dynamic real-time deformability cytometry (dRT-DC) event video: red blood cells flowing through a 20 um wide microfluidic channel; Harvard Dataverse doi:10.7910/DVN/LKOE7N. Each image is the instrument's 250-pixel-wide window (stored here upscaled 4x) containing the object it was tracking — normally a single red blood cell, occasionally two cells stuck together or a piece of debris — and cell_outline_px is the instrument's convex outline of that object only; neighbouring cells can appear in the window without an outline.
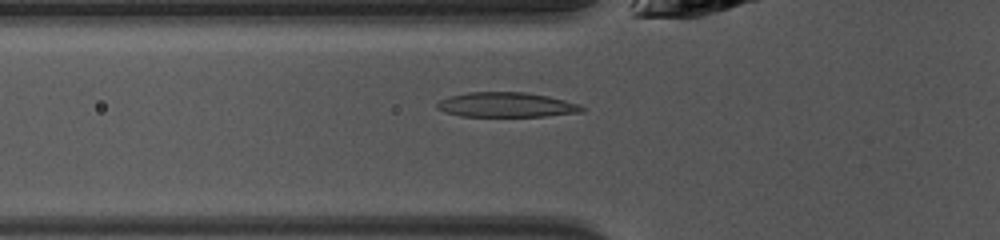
{"species": "common noctule bat (a hibernating species)", "species_latin": "Nyctalus noctula", "temperature_condition": "warm", "stored_images_in_passage": 48, "camera_frame_rate_fps": 3000, "um_per_image_px": 0.085, "animal": {"sex": "female", "body_mass_g": 10.0, "forearm_length_mm": 53.1}, "frame": {"image": 1, "passage_image": 17, "time_ms": 5.333, "image_size_px": [1000, 240], "cell_outline_px": [[584, 112], [544, 116], [460, 116], [436, 108], [436, 104], [440, 100], [452, 96], [468, 92], [524, 92], [548, 96], [580, 104], [584, 108]], "centroid_in_image_um": [43.08, 8.91], "position_along_channel_um": 82.7, "area_um2": 20.75}}
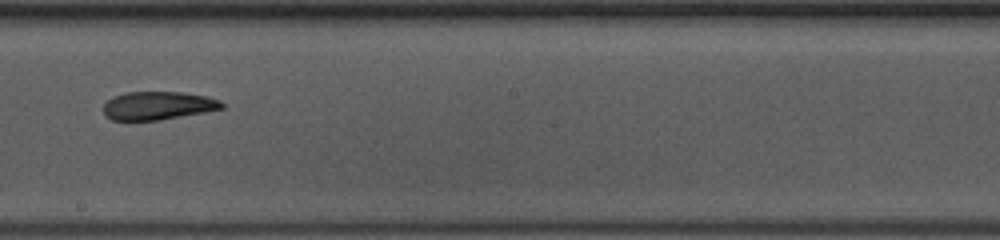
{"frame": {"image": 2, "passage_image": 28, "time_ms": 9.0, "image_size_px": [1000, 240], "cell_outline_px": [[224, 108], [204, 112], [160, 120], [112, 120], [104, 116], [104, 104], [112, 96], [128, 92], [180, 92], [208, 96], [220, 100], [224, 104]], "centroid_in_image_um": [13.42, 8.98], "position_along_channel_um": 234.8, "area_um2": 19.54}}
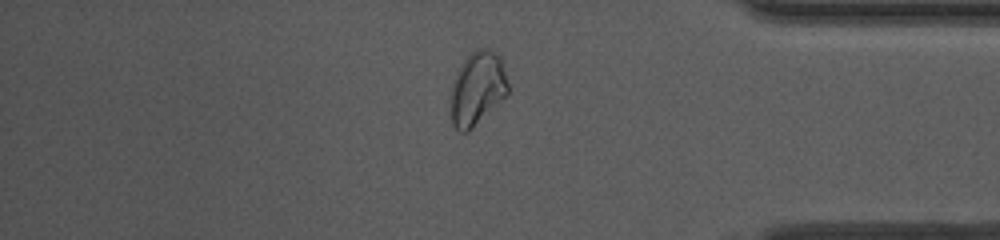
{"frame": {"image": 3, "passage_image": 41, "time_ms": 13.333, "image_size_px": [1000, 240], "cell_outline_px": [[508, 96], [468, 132], [460, 132], [452, 124], [452, 84], [456, 72], [460, 64], [476, 48], [484, 48], [496, 52], [500, 56], [508, 84]], "centroid_in_image_um": [40.6, 7.52], "position_along_channel_um": 394.6, "area_um2": 24.57}, "authors_computed_cell_mechanics": {"area_um2": 21.3282, "velocity_mm_per_s": 4.1182, "shape_relaxation_time_tau1_ms": 5.1664, "shape_relaxation_time_tau2_ms": 3.1472, "deformation_change_tau1": 0.1737, "deformation_change_tau2": 0.0659}}